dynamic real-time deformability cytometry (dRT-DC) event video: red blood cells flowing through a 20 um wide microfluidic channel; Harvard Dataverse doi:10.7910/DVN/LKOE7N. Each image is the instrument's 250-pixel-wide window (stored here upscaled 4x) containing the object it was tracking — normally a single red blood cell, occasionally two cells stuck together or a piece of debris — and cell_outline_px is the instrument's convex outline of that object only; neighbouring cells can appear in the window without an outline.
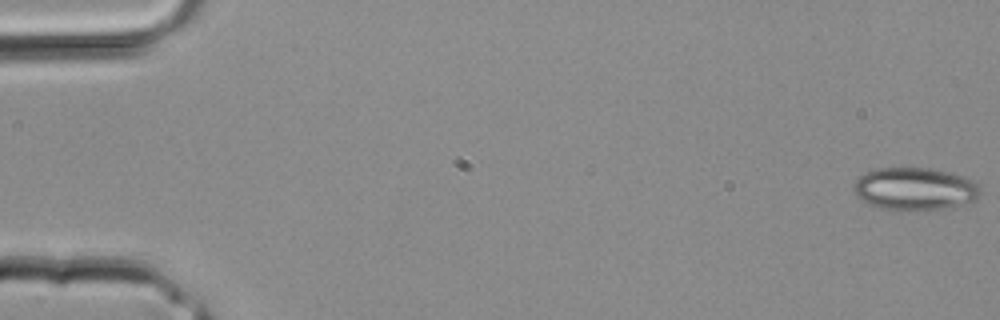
{"species": "common noctule bat (a hibernating species)", "species_latin": "Nyctalus noctula", "temperature_condition": "room temperature", "stored_images_in_passage": 4, "camera_frame_rate_fps": 3000, "um_per_image_px": 0.085, "animal": {"sex": "male", "body_mass_g": 20.4}, "frame": {"image": 1, "passage_image": 1, "time_ms": 0.0, "image_size_px": [1000, 320], "cell_outline_px": [[980, 196], [976, 200], [968, 204], [944, 208], [908, 212], [896, 212], [880, 208], [868, 204], [860, 200], [856, 196], [852, 188], [856, 180], [860, 176], [876, 168], [928, 168], [952, 172], [964, 176], [980, 184]], "centroid_in_image_um": [77.78, 16.09], "position_along_channel_um": 7.2, "area_um2": 32.37}}